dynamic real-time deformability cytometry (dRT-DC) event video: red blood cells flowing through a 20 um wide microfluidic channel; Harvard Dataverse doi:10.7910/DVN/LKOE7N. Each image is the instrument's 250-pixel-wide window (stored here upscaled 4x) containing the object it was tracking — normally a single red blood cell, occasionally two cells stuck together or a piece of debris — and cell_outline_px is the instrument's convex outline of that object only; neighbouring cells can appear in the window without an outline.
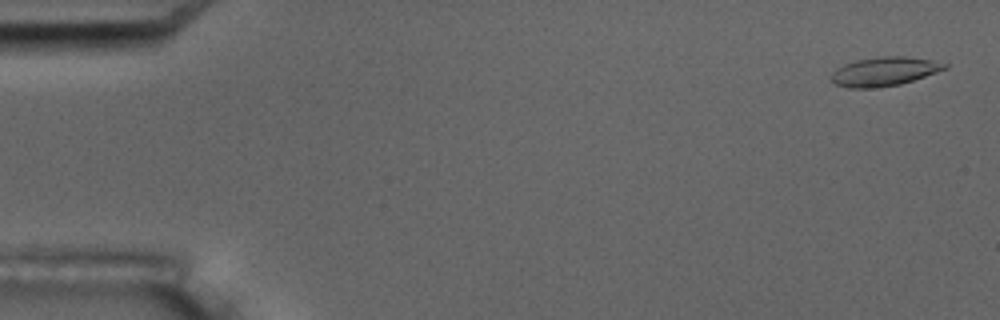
{"species": "common noctule bat (a hibernating species)", "species_latin": "Nyctalus noctula", "temperature_condition": "room temperature", "stored_images_in_passage": 4, "camera_frame_rate_fps": 3000, "um_per_image_px": 0.085, "animal": {"sex": "male", "body_mass_g": 17.5, "forearm_length_mm": 52.3}, "frame": {"image": 1, "passage_image": 1, "time_ms": 0.0, "image_size_px": [1000, 320], "cell_outline_px": [[948, 68], [900, 84], [876, 88], [848, 88], [836, 84], [832, 80], [832, 72], [836, 68], [844, 64], [856, 60], [884, 56], [904, 56], [932, 60], [948, 64]], "centroid_in_image_um": [75.15, 6.07], "position_along_channel_um": 9.9, "area_um2": 18.96}}
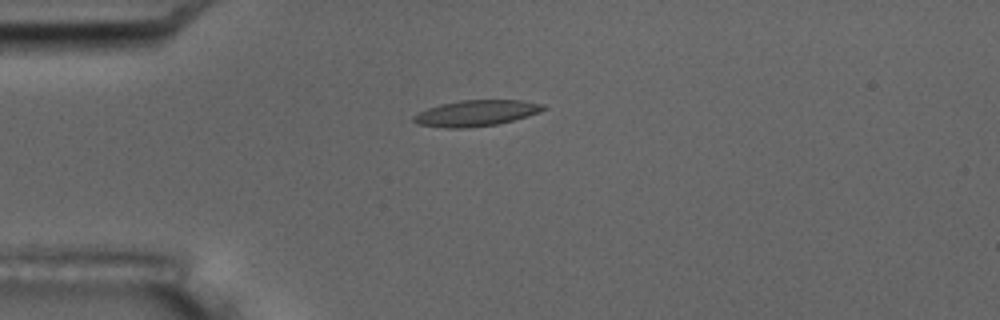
{"frame": {"image": 2, "passage_image": 4, "time_ms": 4.333, "image_size_px": [1000, 320], "cell_outline_px": [[548, 108], [540, 112], [528, 116], [496, 124], [464, 128], [444, 128], [420, 124], [412, 120], [412, 116], [428, 108], [440, 104], [460, 100], [520, 100], [544, 104]], "centroid_in_image_um": [40.49, 9.61], "position_along_channel_um": 44.5, "area_um2": 19.54}}